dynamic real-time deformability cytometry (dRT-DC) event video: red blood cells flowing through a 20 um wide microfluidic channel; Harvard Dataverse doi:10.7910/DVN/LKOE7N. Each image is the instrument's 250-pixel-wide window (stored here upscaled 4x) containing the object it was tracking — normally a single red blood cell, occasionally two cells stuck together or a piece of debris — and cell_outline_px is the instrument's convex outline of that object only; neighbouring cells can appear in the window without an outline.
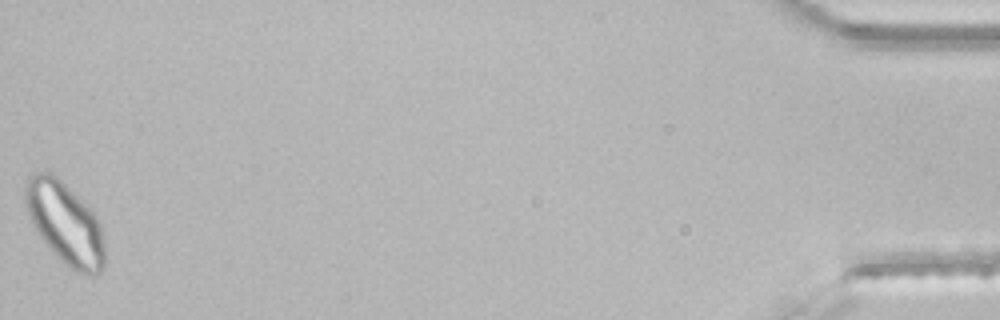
{"species": "common noctule bat (a hibernating species)", "species_latin": "Nyctalus noctula", "temperature_condition": "room temperature", "stored_images_in_passage": 33, "segment_of_instrument_passage": [2, 2], "camera_frame_rate_fps": 3000, "um_per_image_px": 0.085, "animal": {"sex": "male", "body_mass_g": 21.5, "forearm_length_mm": 52.0}, "frame": {"image": 1, "passage_image": 33, "time_ms": 10.667, "image_size_px": [1000, 320], "cell_outline_px": [[104, 268], [96, 276], [88, 276], [68, 268], [36, 232], [32, 224], [24, 200], [24, 184], [28, 176], [36, 172], [52, 172], [92, 212], [100, 224], [104, 244]], "centroid_in_image_um": [5.51, 19.0], "position_along_channel_um": 429.7, "area_um2": 37.63}}